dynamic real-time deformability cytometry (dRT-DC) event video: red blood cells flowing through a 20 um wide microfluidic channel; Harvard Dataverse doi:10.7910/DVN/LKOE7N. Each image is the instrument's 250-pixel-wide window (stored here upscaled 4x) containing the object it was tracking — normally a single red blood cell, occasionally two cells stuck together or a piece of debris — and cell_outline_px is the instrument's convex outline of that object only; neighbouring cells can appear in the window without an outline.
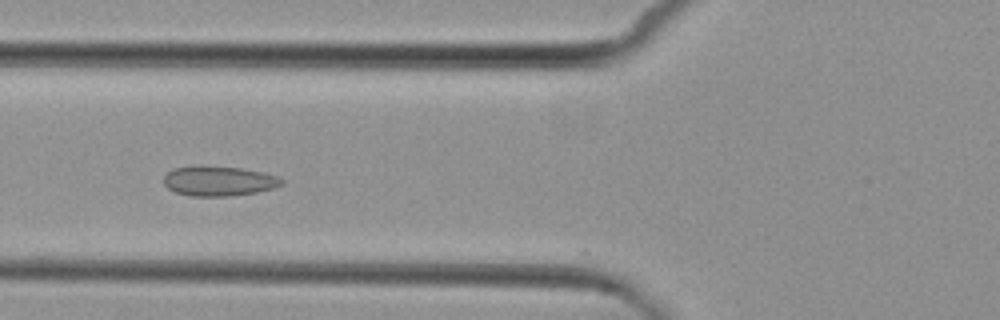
{"species": "common noctule bat (a hibernating species)", "species_latin": "Nyctalus noctula", "temperature_condition": "cold", "stored_images_in_passage": 6, "camera_frame_rate_fps": 3000, "um_per_image_px": 0.085, "animal": {"sex": "female", "body_mass_g": 29.2, "forearm_length_mm": 56.3}, "frame": {"image": 1, "passage_image": 5, "time_ms": 5.667, "image_size_px": [1000, 320], "cell_outline_px": [[284, 184], [272, 188], [256, 192], [228, 196], [188, 196], [176, 192], [168, 188], [164, 184], [164, 176], [172, 168], [192, 164], [200, 164], [240, 168], [260, 172], [276, 176], [284, 180]], "centroid_in_image_um": [18.53, 15.36], "position_along_channel_um": 107.3, "area_um2": 20.81}}
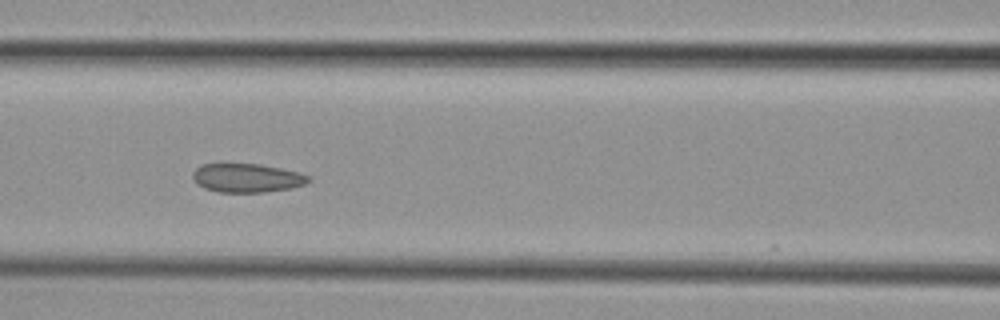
{"frame": {"image": 2, "passage_image": 6, "time_ms": 6.667, "image_size_px": [1000, 320], "cell_outline_px": [[312, 180], [304, 184], [292, 188], [264, 192], [220, 192], [204, 188], [196, 184], [192, 176], [192, 172], [196, 168], [204, 164], [260, 164], [300, 172], [312, 176]], "centroid_in_image_um": [21.02, 15.12], "position_along_channel_um": 145.6, "area_um2": 19.54}}